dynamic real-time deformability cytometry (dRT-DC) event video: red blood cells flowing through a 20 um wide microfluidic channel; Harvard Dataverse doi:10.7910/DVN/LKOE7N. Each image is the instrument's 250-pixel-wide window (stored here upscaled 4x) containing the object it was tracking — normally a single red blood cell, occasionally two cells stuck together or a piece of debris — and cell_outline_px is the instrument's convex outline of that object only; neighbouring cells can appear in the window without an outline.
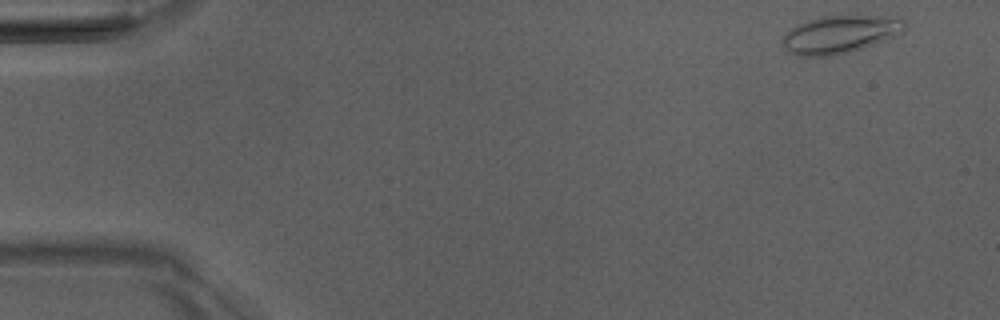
{"species": "Egyptian fruit bat (a non-hibernating species)", "species_latin": "Rousettus aegyptiacus", "temperature_condition": "room temperature", "stored_images_in_passage": 4, "camera_frame_rate_fps": 3000, "um_per_image_px": 0.085, "animal": {"sex": "male"}, "frame": {"image": 1, "passage_image": 1, "time_ms": 0.0, "image_size_px": [1000, 320], "cell_outline_px": [[904, 32], [884, 40], [848, 52], [832, 56], [796, 56], [788, 52], [784, 48], [784, 36], [792, 28], [808, 20], [820, 16], [868, 16], [904, 20]], "centroid_in_image_um": [71.34, 2.94], "position_along_channel_um": 13.7, "area_um2": 26.13}}